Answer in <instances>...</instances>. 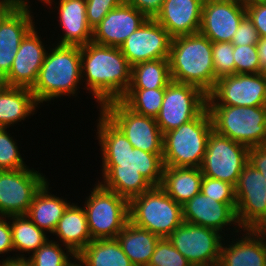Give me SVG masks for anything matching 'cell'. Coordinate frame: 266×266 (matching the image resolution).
<instances>
[{
  "mask_svg": "<svg viewBox=\"0 0 266 266\" xmlns=\"http://www.w3.org/2000/svg\"><path fill=\"white\" fill-rule=\"evenodd\" d=\"M97 139L102 152V178L105 189L130 201L160 186L163 178V155L149 153L132 144L100 110Z\"/></svg>",
  "mask_w": 266,
  "mask_h": 266,
  "instance_id": "1",
  "label": "cell"
},
{
  "mask_svg": "<svg viewBox=\"0 0 266 266\" xmlns=\"http://www.w3.org/2000/svg\"><path fill=\"white\" fill-rule=\"evenodd\" d=\"M80 54L84 88L92 93L98 106L121 100L131 84L132 66L120 48L90 42L80 47Z\"/></svg>",
  "mask_w": 266,
  "mask_h": 266,
  "instance_id": "2",
  "label": "cell"
},
{
  "mask_svg": "<svg viewBox=\"0 0 266 266\" xmlns=\"http://www.w3.org/2000/svg\"><path fill=\"white\" fill-rule=\"evenodd\" d=\"M168 60L172 81L197 86L207 95L214 89L212 42L201 33L172 38Z\"/></svg>",
  "mask_w": 266,
  "mask_h": 266,
  "instance_id": "3",
  "label": "cell"
},
{
  "mask_svg": "<svg viewBox=\"0 0 266 266\" xmlns=\"http://www.w3.org/2000/svg\"><path fill=\"white\" fill-rule=\"evenodd\" d=\"M52 45L31 89L39 106L65 95L76 97L82 83L80 46Z\"/></svg>",
  "mask_w": 266,
  "mask_h": 266,
  "instance_id": "4",
  "label": "cell"
},
{
  "mask_svg": "<svg viewBox=\"0 0 266 266\" xmlns=\"http://www.w3.org/2000/svg\"><path fill=\"white\" fill-rule=\"evenodd\" d=\"M212 130V118L206 107L193 120L164 133V166L200 168Z\"/></svg>",
  "mask_w": 266,
  "mask_h": 266,
  "instance_id": "5",
  "label": "cell"
},
{
  "mask_svg": "<svg viewBox=\"0 0 266 266\" xmlns=\"http://www.w3.org/2000/svg\"><path fill=\"white\" fill-rule=\"evenodd\" d=\"M129 221L160 238H167L184 222L182 205L160 186H153L129 201Z\"/></svg>",
  "mask_w": 266,
  "mask_h": 266,
  "instance_id": "6",
  "label": "cell"
},
{
  "mask_svg": "<svg viewBox=\"0 0 266 266\" xmlns=\"http://www.w3.org/2000/svg\"><path fill=\"white\" fill-rule=\"evenodd\" d=\"M213 130L247 147L266 145V106L207 105Z\"/></svg>",
  "mask_w": 266,
  "mask_h": 266,
  "instance_id": "7",
  "label": "cell"
},
{
  "mask_svg": "<svg viewBox=\"0 0 266 266\" xmlns=\"http://www.w3.org/2000/svg\"><path fill=\"white\" fill-rule=\"evenodd\" d=\"M90 192L83 208L91 239L116 238L129 221V201L99 182Z\"/></svg>",
  "mask_w": 266,
  "mask_h": 266,
  "instance_id": "8",
  "label": "cell"
},
{
  "mask_svg": "<svg viewBox=\"0 0 266 266\" xmlns=\"http://www.w3.org/2000/svg\"><path fill=\"white\" fill-rule=\"evenodd\" d=\"M99 109L123 132L133 148L163 155V133L155 118L132 111L121 100L108 102Z\"/></svg>",
  "mask_w": 266,
  "mask_h": 266,
  "instance_id": "9",
  "label": "cell"
},
{
  "mask_svg": "<svg viewBox=\"0 0 266 266\" xmlns=\"http://www.w3.org/2000/svg\"><path fill=\"white\" fill-rule=\"evenodd\" d=\"M249 147L212 130L200 166L203 176L225 181L234 187L248 163Z\"/></svg>",
  "mask_w": 266,
  "mask_h": 266,
  "instance_id": "10",
  "label": "cell"
},
{
  "mask_svg": "<svg viewBox=\"0 0 266 266\" xmlns=\"http://www.w3.org/2000/svg\"><path fill=\"white\" fill-rule=\"evenodd\" d=\"M235 197L241 230H266V179L249 163L240 172Z\"/></svg>",
  "mask_w": 266,
  "mask_h": 266,
  "instance_id": "11",
  "label": "cell"
},
{
  "mask_svg": "<svg viewBox=\"0 0 266 266\" xmlns=\"http://www.w3.org/2000/svg\"><path fill=\"white\" fill-rule=\"evenodd\" d=\"M207 107V94L199 87L171 81L155 118L164 134L196 118Z\"/></svg>",
  "mask_w": 266,
  "mask_h": 266,
  "instance_id": "12",
  "label": "cell"
},
{
  "mask_svg": "<svg viewBox=\"0 0 266 266\" xmlns=\"http://www.w3.org/2000/svg\"><path fill=\"white\" fill-rule=\"evenodd\" d=\"M220 232L183 222L167 238L192 266H218L224 237Z\"/></svg>",
  "mask_w": 266,
  "mask_h": 266,
  "instance_id": "13",
  "label": "cell"
},
{
  "mask_svg": "<svg viewBox=\"0 0 266 266\" xmlns=\"http://www.w3.org/2000/svg\"><path fill=\"white\" fill-rule=\"evenodd\" d=\"M45 176L29 167L0 170V216L26 215L36 192L47 181Z\"/></svg>",
  "mask_w": 266,
  "mask_h": 266,
  "instance_id": "14",
  "label": "cell"
},
{
  "mask_svg": "<svg viewBox=\"0 0 266 266\" xmlns=\"http://www.w3.org/2000/svg\"><path fill=\"white\" fill-rule=\"evenodd\" d=\"M207 105L266 106V72L220 77L207 95Z\"/></svg>",
  "mask_w": 266,
  "mask_h": 266,
  "instance_id": "15",
  "label": "cell"
},
{
  "mask_svg": "<svg viewBox=\"0 0 266 266\" xmlns=\"http://www.w3.org/2000/svg\"><path fill=\"white\" fill-rule=\"evenodd\" d=\"M172 37L154 18H148L120 46L131 66L149 60L169 58Z\"/></svg>",
  "mask_w": 266,
  "mask_h": 266,
  "instance_id": "16",
  "label": "cell"
},
{
  "mask_svg": "<svg viewBox=\"0 0 266 266\" xmlns=\"http://www.w3.org/2000/svg\"><path fill=\"white\" fill-rule=\"evenodd\" d=\"M245 16L239 0H204L199 33L212 43L231 42Z\"/></svg>",
  "mask_w": 266,
  "mask_h": 266,
  "instance_id": "17",
  "label": "cell"
},
{
  "mask_svg": "<svg viewBox=\"0 0 266 266\" xmlns=\"http://www.w3.org/2000/svg\"><path fill=\"white\" fill-rule=\"evenodd\" d=\"M38 34L34 26L22 39L10 72L2 80L3 85L33 88L47 52Z\"/></svg>",
  "mask_w": 266,
  "mask_h": 266,
  "instance_id": "18",
  "label": "cell"
},
{
  "mask_svg": "<svg viewBox=\"0 0 266 266\" xmlns=\"http://www.w3.org/2000/svg\"><path fill=\"white\" fill-rule=\"evenodd\" d=\"M182 211L185 222L211 228L221 234L225 230L223 228L229 225L235 226L233 232H242L236 218V203L217 202L200 191L182 205Z\"/></svg>",
  "mask_w": 266,
  "mask_h": 266,
  "instance_id": "19",
  "label": "cell"
},
{
  "mask_svg": "<svg viewBox=\"0 0 266 266\" xmlns=\"http://www.w3.org/2000/svg\"><path fill=\"white\" fill-rule=\"evenodd\" d=\"M147 19L145 14L124 2L111 10L93 29L92 42L120 48Z\"/></svg>",
  "mask_w": 266,
  "mask_h": 266,
  "instance_id": "20",
  "label": "cell"
},
{
  "mask_svg": "<svg viewBox=\"0 0 266 266\" xmlns=\"http://www.w3.org/2000/svg\"><path fill=\"white\" fill-rule=\"evenodd\" d=\"M17 7L0 25V80L10 72L22 39L35 26L31 9Z\"/></svg>",
  "mask_w": 266,
  "mask_h": 266,
  "instance_id": "21",
  "label": "cell"
},
{
  "mask_svg": "<svg viewBox=\"0 0 266 266\" xmlns=\"http://www.w3.org/2000/svg\"><path fill=\"white\" fill-rule=\"evenodd\" d=\"M243 232L239 240L222 243L218 266H266V230L244 229Z\"/></svg>",
  "mask_w": 266,
  "mask_h": 266,
  "instance_id": "22",
  "label": "cell"
},
{
  "mask_svg": "<svg viewBox=\"0 0 266 266\" xmlns=\"http://www.w3.org/2000/svg\"><path fill=\"white\" fill-rule=\"evenodd\" d=\"M204 0H165L155 20L172 38L199 33Z\"/></svg>",
  "mask_w": 266,
  "mask_h": 266,
  "instance_id": "23",
  "label": "cell"
},
{
  "mask_svg": "<svg viewBox=\"0 0 266 266\" xmlns=\"http://www.w3.org/2000/svg\"><path fill=\"white\" fill-rule=\"evenodd\" d=\"M58 13L63 36L58 45L84 46L92 42L93 30L86 17V0H59Z\"/></svg>",
  "mask_w": 266,
  "mask_h": 266,
  "instance_id": "24",
  "label": "cell"
},
{
  "mask_svg": "<svg viewBox=\"0 0 266 266\" xmlns=\"http://www.w3.org/2000/svg\"><path fill=\"white\" fill-rule=\"evenodd\" d=\"M52 234L78 255L92 241L84 208L77 203L69 204Z\"/></svg>",
  "mask_w": 266,
  "mask_h": 266,
  "instance_id": "25",
  "label": "cell"
},
{
  "mask_svg": "<svg viewBox=\"0 0 266 266\" xmlns=\"http://www.w3.org/2000/svg\"><path fill=\"white\" fill-rule=\"evenodd\" d=\"M38 103L28 88L0 85V127L9 128L34 115Z\"/></svg>",
  "mask_w": 266,
  "mask_h": 266,
  "instance_id": "26",
  "label": "cell"
},
{
  "mask_svg": "<svg viewBox=\"0 0 266 266\" xmlns=\"http://www.w3.org/2000/svg\"><path fill=\"white\" fill-rule=\"evenodd\" d=\"M48 180L36 192L26 216L40 229L52 234L71 202L49 192Z\"/></svg>",
  "mask_w": 266,
  "mask_h": 266,
  "instance_id": "27",
  "label": "cell"
},
{
  "mask_svg": "<svg viewBox=\"0 0 266 266\" xmlns=\"http://www.w3.org/2000/svg\"><path fill=\"white\" fill-rule=\"evenodd\" d=\"M202 180L200 168L164 166L160 187L175 202L183 205L201 191Z\"/></svg>",
  "mask_w": 266,
  "mask_h": 266,
  "instance_id": "28",
  "label": "cell"
},
{
  "mask_svg": "<svg viewBox=\"0 0 266 266\" xmlns=\"http://www.w3.org/2000/svg\"><path fill=\"white\" fill-rule=\"evenodd\" d=\"M116 239L134 266H148L160 237L128 221Z\"/></svg>",
  "mask_w": 266,
  "mask_h": 266,
  "instance_id": "29",
  "label": "cell"
},
{
  "mask_svg": "<svg viewBox=\"0 0 266 266\" xmlns=\"http://www.w3.org/2000/svg\"><path fill=\"white\" fill-rule=\"evenodd\" d=\"M77 259L83 266H134L116 238L90 241Z\"/></svg>",
  "mask_w": 266,
  "mask_h": 266,
  "instance_id": "30",
  "label": "cell"
},
{
  "mask_svg": "<svg viewBox=\"0 0 266 266\" xmlns=\"http://www.w3.org/2000/svg\"><path fill=\"white\" fill-rule=\"evenodd\" d=\"M171 81L168 58L149 60L132 66L129 89L165 88Z\"/></svg>",
  "mask_w": 266,
  "mask_h": 266,
  "instance_id": "31",
  "label": "cell"
},
{
  "mask_svg": "<svg viewBox=\"0 0 266 266\" xmlns=\"http://www.w3.org/2000/svg\"><path fill=\"white\" fill-rule=\"evenodd\" d=\"M7 219L10 220L15 252L34 253L48 240L46 232L38 228L26 215L10 216Z\"/></svg>",
  "mask_w": 266,
  "mask_h": 266,
  "instance_id": "32",
  "label": "cell"
},
{
  "mask_svg": "<svg viewBox=\"0 0 266 266\" xmlns=\"http://www.w3.org/2000/svg\"><path fill=\"white\" fill-rule=\"evenodd\" d=\"M61 245L58 241L48 239L37 251L31 253L32 255H29V257H25L24 254H15L16 257L9 256L4 260L25 259L30 266H68L73 262L71 261L72 258H77V255L68 247L64 246L62 248Z\"/></svg>",
  "mask_w": 266,
  "mask_h": 266,
  "instance_id": "33",
  "label": "cell"
},
{
  "mask_svg": "<svg viewBox=\"0 0 266 266\" xmlns=\"http://www.w3.org/2000/svg\"><path fill=\"white\" fill-rule=\"evenodd\" d=\"M165 88L128 89L121 101L132 111L156 118L162 106Z\"/></svg>",
  "mask_w": 266,
  "mask_h": 266,
  "instance_id": "34",
  "label": "cell"
},
{
  "mask_svg": "<svg viewBox=\"0 0 266 266\" xmlns=\"http://www.w3.org/2000/svg\"><path fill=\"white\" fill-rule=\"evenodd\" d=\"M7 128L0 127V170H17L29 166L23 161L17 140L6 131Z\"/></svg>",
  "mask_w": 266,
  "mask_h": 266,
  "instance_id": "35",
  "label": "cell"
},
{
  "mask_svg": "<svg viewBox=\"0 0 266 266\" xmlns=\"http://www.w3.org/2000/svg\"><path fill=\"white\" fill-rule=\"evenodd\" d=\"M148 266H192L171 244L168 238H160Z\"/></svg>",
  "mask_w": 266,
  "mask_h": 266,
  "instance_id": "36",
  "label": "cell"
},
{
  "mask_svg": "<svg viewBox=\"0 0 266 266\" xmlns=\"http://www.w3.org/2000/svg\"><path fill=\"white\" fill-rule=\"evenodd\" d=\"M235 74L263 73L256 45H234Z\"/></svg>",
  "mask_w": 266,
  "mask_h": 266,
  "instance_id": "37",
  "label": "cell"
},
{
  "mask_svg": "<svg viewBox=\"0 0 266 266\" xmlns=\"http://www.w3.org/2000/svg\"><path fill=\"white\" fill-rule=\"evenodd\" d=\"M234 45L231 42L212 43V56L217 79L235 74L233 58Z\"/></svg>",
  "mask_w": 266,
  "mask_h": 266,
  "instance_id": "38",
  "label": "cell"
},
{
  "mask_svg": "<svg viewBox=\"0 0 266 266\" xmlns=\"http://www.w3.org/2000/svg\"><path fill=\"white\" fill-rule=\"evenodd\" d=\"M201 192L221 203H236L235 187L225 181L203 176Z\"/></svg>",
  "mask_w": 266,
  "mask_h": 266,
  "instance_id": "39",
  "label": "cell"
},
{
  "mask_svg": "<svg viewBox=\"0 0 266 266\" xmlns=\"http://www.w3.org/2000/svg\"><path fill=\"white\" fill-rule=\"evenodd\" d=\"M125 0H86V17L92 30L114 8L122 5Z\"/></svg>",
  "mask_w": 266,
  "mask_h": 266,
  "instance_id": "40",
  "label": "cell"
},
{
  "mask_svg": "<svg viewBox=\"0 0 266 266\" xmlns=\"http://www.w3.org/2000/svg\"><path fill=\"white\" fill-rule=\"evenodd\" d=\"M259 36L252 21L246 15L240 22L238 29L233 36L231 43L233 45H257Z\"/></svg>",
  "mask_w": 266,
  "mask_h": 266,
  "instance_id": "41",
  "label": "cell"
},
{
  "mask_svg": "<svg viewBox=\"0 0 266 266\" xmlns=\"http://www.w3.org/2000/svg\"><path fill=\"white\" fill-rule=\"evenodd\" d=\"M246 15L255 26L259 38L266 37V2L246 6Z\"/></svg>",
  "mask_w": 266,
  "mask_h": 266,
  "instance_id": "42",
  "label": "cell"
},
{
  "mask_svg": "<svg viewBox=\"0 0 266 266\" xmlns=\"http://www.w3.org/2000/svg\"><path fill=\"white\" fill-rule=\"evenodd\" d=\"M165 0H125V2L138 11L145 14L148 18H155L160 12Z\"/></svg>",
  "mask_w": 266,
  "mask_h": 266,
  "instance_id": "43",
  "label": "cell"
},
{
  "mask_svg": "<svg viewBox=\"0 0 266 266\" xmlns=\"http://www.w3.org/2000/svg\"><path fill=\"white\" fill-rule=\"evenodd\" d=\"M248 163L261 172L266 179V145L250 147Z\"/></svg>",
  "mask_w": 266,
  "mask_h": 266,
  "instance_id": "44",
  "label": "cell"
},
{
  "mask_svg": "<svg viewBox=\"0 0 266 266\" xmlns=\"http://www.w3.org/2000/svg\"><path fill=\"white\" fill-rule=\"evenodd\" d=\"M6 218L0 216V254L14 251L10 221H7Z\"/></svg>",
  "mask_w": 266,
  "mask_h": 266,
  "instance_id": "45",
  "label": "cell"
},
{
  "mask_svg": "<svg viewBox=\"0 0 266 266\" xmlns=\"http://www.w3.org/2000/svg\"><path fill=\"white\" fill-rule=\"evenodd\" d=\"M28 5V0H0V25L17 7H28Z\"/></svg>",
  "mask_w": 266,
  "mask_h": 266,
  "instance_id": "46",
  "label": "cell"
},
{
  "mask_svg": "<svg viewBox=\"0 0 266 266\" xmlns=\"http://www.w3.org/2000/svg\"><path fill=\"white\" fill-rule=\"evenodd\" d=\"M256 47L261 69L266 72V37L259 38Z\"/></svg>",
  "mask_w": 266,
  "mask_h": 266,
  "instance_id": "47",
  "label": "cell"
},
{
  "mask_svg": "<svg viewBox=\"0 0 266 266\" xmlns=\"http://www.w3.org/2000/svg\"><path fill=\"white\" fill-rule=\"evenodd\" d=\"M0 266H30L25 259L3 260L0 261Z\"/></svg>",
  "mask_w": 266,
  "mask_h": 266,
  "instance_id": "48",
  "label": "cell"
},
{
  "mask_svg": "<svg viewBox=\"0 0 266 266\" xmlns=\"http://www.w3.org/2000/svg\"><path fill=\"white\" fill-rule=\"evenodd\" d=\"M245 7L258 2H266V0H239Z\"/></svg>",
  "mask_w": 266,
  "mask_h": 266,
  "instance_id": "49",
  "label": "cell"
},
{
  "mask_svg": "<svg viewBox=\"0 0 266 266\" xmlns=\"http://www.w3.org/2000/svg\"><path fill=\"white\" fill-rule=\"evenodd\" d=\"M68 266H83V264L77 258H75Z\"/></svg>",
  "mask_w": 266,
  "mask_h": 266,
  "instance_id": "50",
  "label": "cell"
},
{
  "mask_svg": "<svg viewBox=\"0 0 266 266\" xmlns=\"http://www.w3.org/2000/svg\"><path fill=\"white\" fill-rule=\"evenodd\" d=\"M39 1L45 3V4L48 5V6H49V5L52 6V5H53L52 2H54L53 0H39Z\"/></svg>",
  "mask_w": 266,
  "mask_h": 266,
  "instance_id": "51",
  "label": "cell"
}]
</instances>
